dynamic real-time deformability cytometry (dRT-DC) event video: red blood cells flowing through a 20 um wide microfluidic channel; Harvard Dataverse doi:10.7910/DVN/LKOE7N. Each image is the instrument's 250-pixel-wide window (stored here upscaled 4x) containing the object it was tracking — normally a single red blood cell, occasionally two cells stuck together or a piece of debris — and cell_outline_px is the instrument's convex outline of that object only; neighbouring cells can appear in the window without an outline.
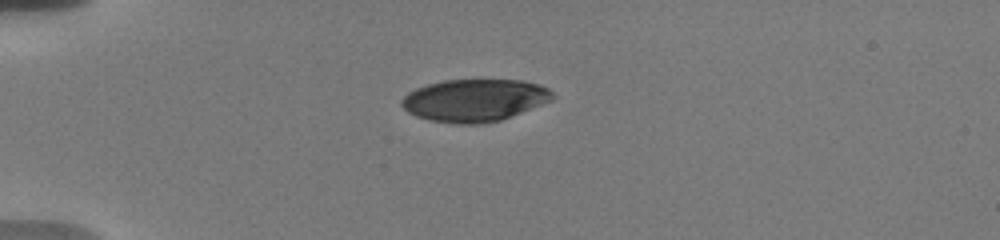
{"species": "human", "species_latin": "Homo sapiens", "temperature_condition": "warm", "stored_images_in_passage": 41, "camera_frame_rate_fps": 3000, "um_per_image_px": 0.085, "donor": {"sex": "male"}, "frame": {"image": 1, "passage_image": 1, "time_ms": 0.0, "image_size_px": [1000, 240], "cell_outline_px": [[556, 96], [552, 100], [500, 120], [480, 124], [456, 124], [428, 120], [416, 116], [408, 112], [400, 104], [400, 100], [408, 92], [416, 88], [428, 84], [444, 80], [524, 80], [540, 84], [548, 88]], "centroid_in_image_um": [40.32, 8.52], "position_along_channel_um": 44.7, "area_um2": 37.34}}
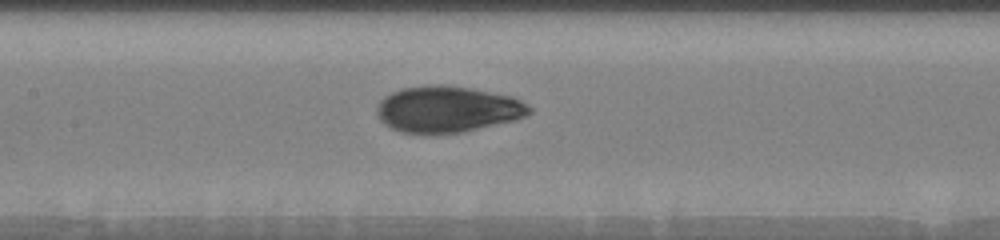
{"frame": {"image": 2, "passage_image": 14, "time_ms": 4.333, "image_size_px": [1000, 240], "cell_outline_px": [[532, 112], [524, 116], [512, 120], [460, 132], [400, 132], [384, 124], [380, 120], [376, 112], [376, 108], [380, 100], [384, 96], [400, 88], [428, 84], [444, 84], [468, 88], [512, 96], [528, 104], [532, 108]], "centroid_in_image_um": [37.99, 9.25], "position_along_channel_um": 169.4, "area_um2": 40.69}}
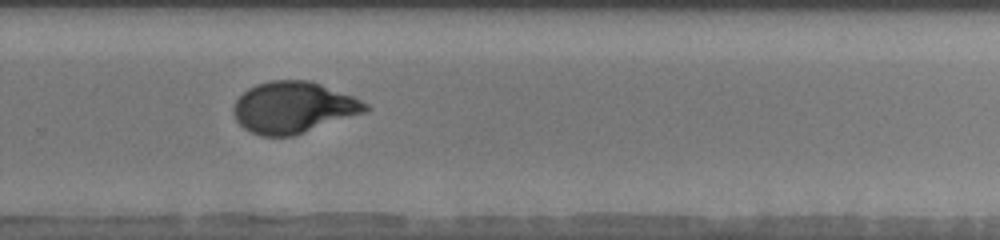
{"frame": {"image": 3, "passage_image": 25, "time_ms": 8.0, "image_size_px": [1000, 240], "cell_outline_px": [[372, 108], [364, 112], [292, 136], [260, 136], [248, 132], [236, 120], [232, 112], [232, 108], [236, 100], [248, 88], [256, 84], [272, 80], [308, 80], [320, 84], [352, 96], [368, 104]], "centroid_in_image_um": [24.89, 9.13], "position_along_channel_um": 304.9, "area_um2": 39.25}, "authors_computed_cell_mechanics": {"area_um2": 39.882, "velocity_mm_per_s": 3.7146, "shape_relaxation_time_tau1_ms": 5.4306, "shape_relaxation_time_tau2_ms": 0.9802, "deformation_change_tau1": 0.2183, "deformation_change_tau2": 0.0502}}